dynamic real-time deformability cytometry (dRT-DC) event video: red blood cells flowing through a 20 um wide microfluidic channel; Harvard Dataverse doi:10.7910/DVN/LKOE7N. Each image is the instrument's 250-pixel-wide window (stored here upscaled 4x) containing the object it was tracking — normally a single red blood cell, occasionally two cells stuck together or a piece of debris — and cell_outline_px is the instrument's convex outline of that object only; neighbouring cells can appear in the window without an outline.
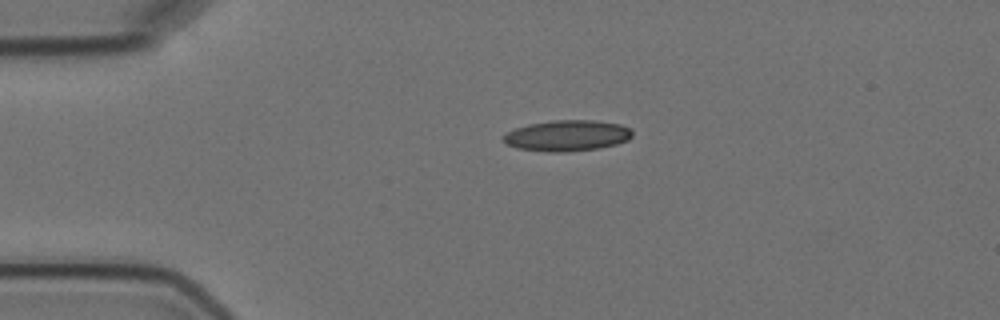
{"species": "Egyptian fruit bat (a non-hibernating species)", "species_latin": "Rousettus aegyptiacus", "temperature_condition": "cold", "stored_images_in_passage": 2, "camera_frame_rate_fps": 3000, "um_per_image_px": 0.085, "animal": {"sex": "female"}, "frame": {"image": 1, "passage_image": 2, "time_ms": 2.0, "image_size_px": [1000, 320], "cell_outline_px": [[632, 136], [628, 140], [616, 144], [600, 148], [564, 152], [548, 152], [516, 148], [508, 144], [504, 140], [504, 136], [508, 132], [516, 128], [528, 124], [556, 120], [592, 120], [620, 124], [628, 128], [632, 132]], "centroid_in_image_um": [48.23, 11.53], "position_along_channel_um": 36.8, "area_um2": 23.06}}